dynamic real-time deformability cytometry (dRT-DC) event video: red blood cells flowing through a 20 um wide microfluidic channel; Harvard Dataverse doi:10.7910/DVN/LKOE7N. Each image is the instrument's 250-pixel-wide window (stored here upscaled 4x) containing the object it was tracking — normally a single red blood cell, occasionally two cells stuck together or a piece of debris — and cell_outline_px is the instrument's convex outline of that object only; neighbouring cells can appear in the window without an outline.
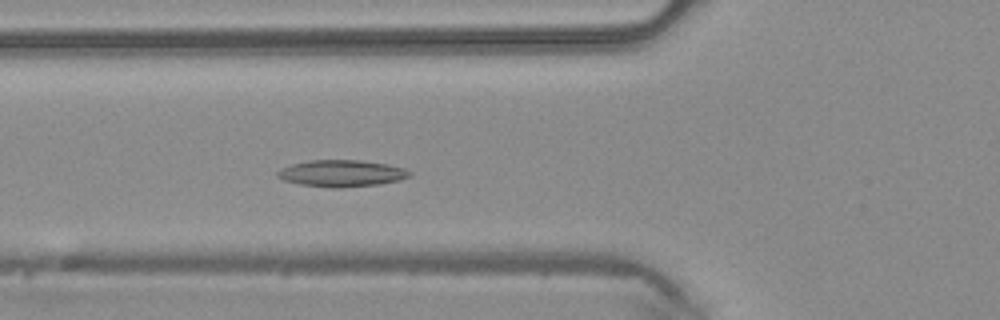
{"species": "common noctule bat (a hibernating species)", "species_latin": "Nyctalus noctula", "temperature_condition": "warm", "stored_images_in_passage": 30, "camera_frame_rate_fps": 3000, "um_per_image_px": 0.085, "animal": {"sex": "male", "body_mass_g": 20.4}, "frame": {"image": 1, "passage_image": 9, "time_ms": 2.667, "image_size_px": [1000, 320], "cell_outline_px": [[412, 176], [400, 180], [380, 184], [340, 188], [332, 188], [300, 184], [284, 180], [276, 176], [276, 172], [280, 168], [292, 164], [308, 160], [360, 160], [388, 164], [404, 168], [412, 172]], "centroid_in_image_um": [29.05, 14.73], "position_along_channel_um": 96.7, "area_um2": 20.75}}
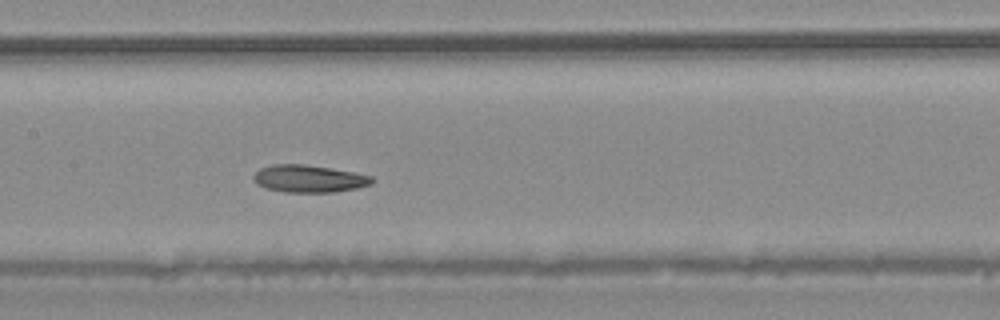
{"frame": {"image": 2, "passage_image": 15, "time_ms": 4.667, "image_size_px": [1000, 320], "cell_outline_px": [[376, 180], [372, 184], [356, 188], [332, 192], [284, 192], [268, 188], [256, 184], [252, 180], [252, 176], [260, 168], [272, 164], [304, 164], [352, 172], [372, 176]], "centroid_in_image_um": [26.24, 15.19], "position_along_channel_um": 181.2, "area_um2": 18.84}}
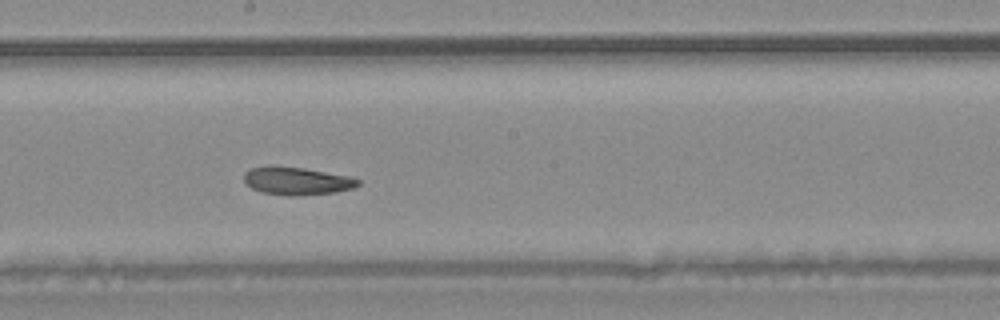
{"frame": {"image": 3, "passage_image": 18, "time_ms": 5.667, "image_size_px": [1000, 320], "cell_outline_px": [[360, 184], [352, 188], [336, 192], [296, 196], [288, 196], [264, 192], [252, 188], [244, 180], [244, 172], [252, 168], [304, 168], [348, 176], [360, 180]], "centroid_in_image_um": [25.29, 15.41], "position_along_channel_um": 222.9, "area_um2": 17.8}, "authors_computed_cell_mechanics": {"area_um2": 19.2185, "velocity_mm_per_s": 4.1922, "shape_relaxation_time_tau1_ms": null, "shape_relaxation_time_tau2_ms": 7.4601, "deformation_change_tau1": null, "deformation_change_tau2": 0.1633}}